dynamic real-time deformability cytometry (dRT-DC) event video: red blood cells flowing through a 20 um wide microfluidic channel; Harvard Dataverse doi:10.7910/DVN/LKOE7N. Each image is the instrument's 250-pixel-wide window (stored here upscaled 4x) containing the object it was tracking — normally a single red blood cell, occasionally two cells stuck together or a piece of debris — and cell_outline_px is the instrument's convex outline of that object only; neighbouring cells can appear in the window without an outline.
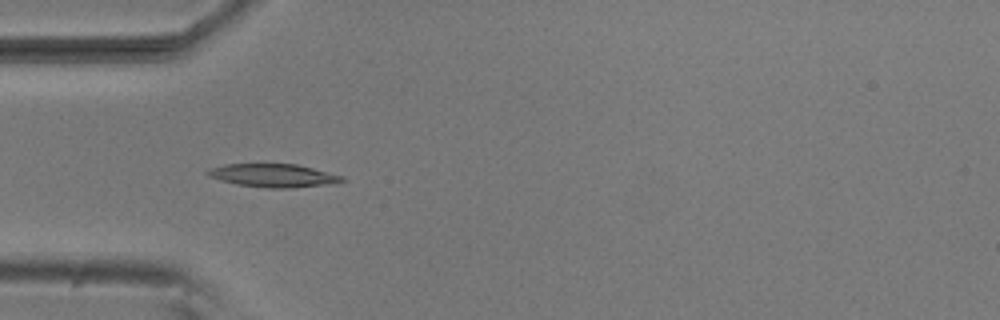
{"species": "common noctule bat (a hibernating species)", "species_latin": "Nyctalus noctula", "temperature_condition": "room temperature", "stored_images_in_passage": 38, "camera_frame_rate_fps": 3000, "um_per_image_px": 0.085, "animal": {"sex": "male", "body_mass_g": 20.5, "forearm_length_mm": 52.5}, "frame": {"image": 1, "passage_image": 1, "time_ms": 0.0, "image_size_px": [1000, 320], "cell_outline_px": [[348, 180], [336, 184], [292, 188], [268, 188], [236, 184], [220, 180], [208, 176], [204, 172], [208, 168], [224, 164], [296, 164], [344, 176]], "centroid_in_image_um": [23.26, 14.92], "position_along_channel_um": 61.7, "area_um2": 18.5}}
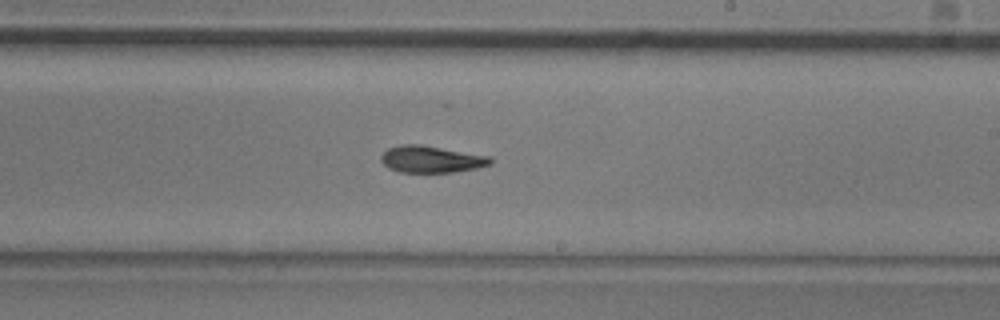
{"frame": {"image": 2, "passage_image": 16, "time_ms": 5.0, "image_size_px": [1000, 320], "cell_outline_px": [[492, 164], [476, 168], [452, 172], [400, 172], [388, 168], [380, 160], [380, 156], [388, 148], [404, 144], [420, 144], [492, 156]], "centroid_in_image_um": [36.67, 13.53], "position_along_channel_um": 252.3, "area_um2": 17.17}}
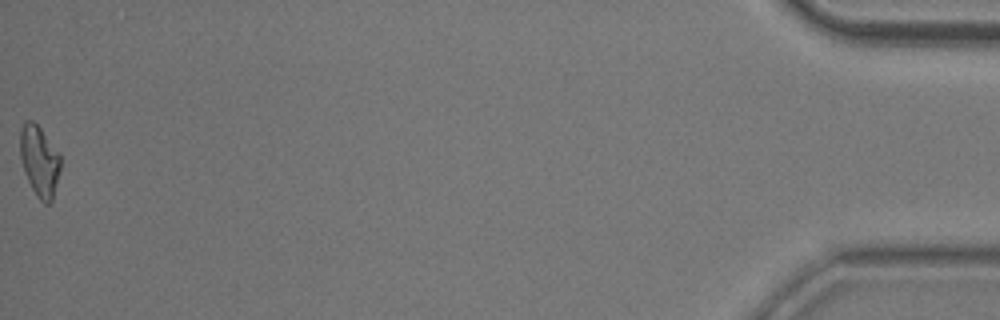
{"frame": {"image": 3, "passage_image": 38, "time_ms": 12.333, "image_size_px": [1000, 320], "cell_outline_px": [[60, 168], [52, 200], [48, 204], [44, 204], [36, 196], [24, 172], [20, 156], [20, 128], [28, 120], [32, 120], [40, 128], [60, 152]], "centroid_in_image_um": [3.35, 13.68], "position_along_channel_um": 431.8, "area_um2": 16.59}, "authors_computed_cell_mechanics": {"area_um2": 16.8198, "velocity_mm_per_s": 3.8263, "shape_relaxation_time_tau1_ms": 4.2343, "shape_relaxation_time_tau2_ms": 4.7624, "deformation_change_tau1": 0.1739, "deformation_change_tau2": 0.1283}}